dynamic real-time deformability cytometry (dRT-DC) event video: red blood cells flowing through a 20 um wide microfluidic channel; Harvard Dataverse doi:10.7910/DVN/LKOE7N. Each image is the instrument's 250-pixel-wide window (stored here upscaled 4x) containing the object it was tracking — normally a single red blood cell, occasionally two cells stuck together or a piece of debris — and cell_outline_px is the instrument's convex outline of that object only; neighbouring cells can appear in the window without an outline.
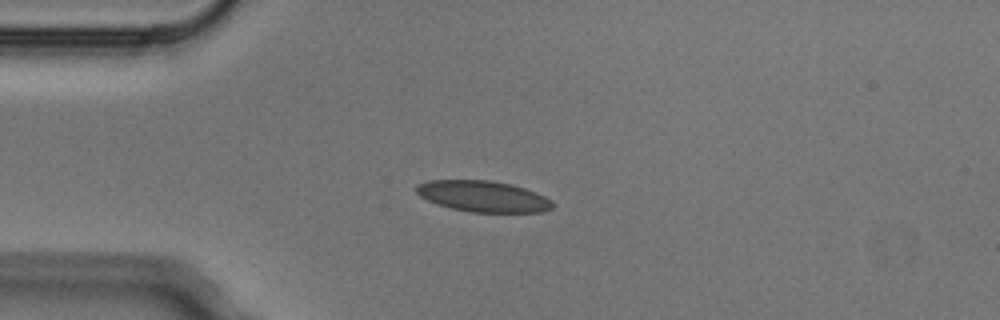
{"species": "Egyptian fruit bat (a non-hibernating species)", "species_latin": "Rousettus aegyptiacus", "temperature_condition": "cold", "stored_images_in_passage": 6, "camera_frame_rate_fps": 3000, "um_per_image_px": 0.085, "animal": {"sex": "male"}, "frame": {"image": 1, "passage_image": 4, "time_ms": 1.0, "image_size_px": [1000, 320], "cell_outline_px": [[552, 208], [544, 212], [472, 212], [452, 208], [436, 204], [420, 196], [416, 192], [416, 184], [428, 180], [488, 180], [512, 184], [536, 192], [552, 200]], "centroid_in_image_um": [41.05, 16.68], "position_along_channel_um": 43.9, "area_um2": 24.68}}
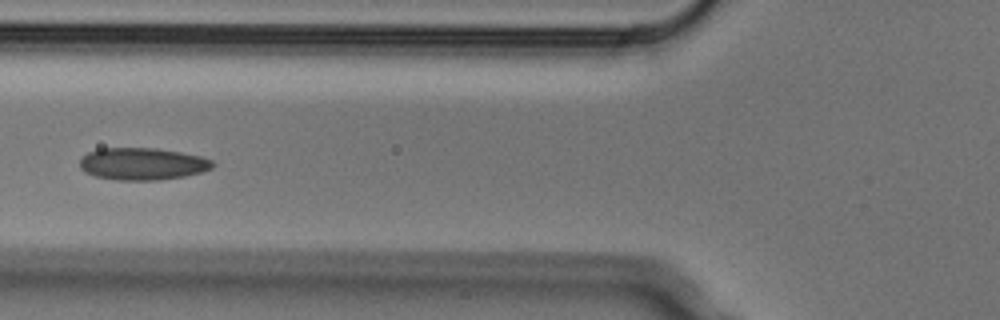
{"frame": {"image": 2, "passage_image": 6, "time_ms": 1.667, "image_size_px": [1000, 320], "cell_outline_px": [[216, 164], [212, 168], [200, 172], [184, 176], [160, 180], [116, 180], [96, 176], [84, 172], [80, 168], [80, 160], [88, 152], [100, 148], [156, 148], [180, 152], [200, 156], [212, 160]], "centroid_in_image_um": [12.11, 13.93], "position_along_channel_um": 113.7, "area_um2": 24.91}}